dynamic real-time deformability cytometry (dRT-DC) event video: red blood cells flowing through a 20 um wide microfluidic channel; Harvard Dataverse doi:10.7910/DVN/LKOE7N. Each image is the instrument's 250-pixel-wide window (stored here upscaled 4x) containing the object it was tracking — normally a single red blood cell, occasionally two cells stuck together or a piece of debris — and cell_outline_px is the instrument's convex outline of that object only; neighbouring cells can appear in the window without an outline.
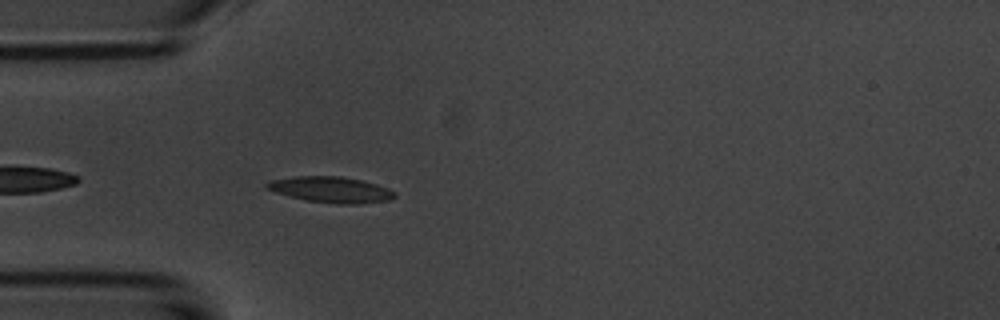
{"species": "common noctule bat (a hibernating species)", "species_latin": "Nyctalus noctula", "temperature_condition": "room temperature", "stored_images_in_passage": 5, "camera_frame_rate_fps": 3000, "um_per_image_px": 0.085, "animal": {"sex": "male", "body_mass_g": 20.1, "forearm_length_mm": 53.5}, "frame": {"image": 1, "passage_image": 5, "time_ms": 5.0, "image_size_px": [1000, 320], "cell_outline_px": [[396, 196], [388, 200], [356, 204], [336, 204], [308, 200], [276, 192], [264, 188], [264, 184], [268, 180], [296, 176], [340, 176], [360, 180], [376, 184], [388, 188], [396, 192]], "centroid_in_image_um": [28.11, 16.11], "position_along_channel_um": 56.9, "area_um2": 19.19}}